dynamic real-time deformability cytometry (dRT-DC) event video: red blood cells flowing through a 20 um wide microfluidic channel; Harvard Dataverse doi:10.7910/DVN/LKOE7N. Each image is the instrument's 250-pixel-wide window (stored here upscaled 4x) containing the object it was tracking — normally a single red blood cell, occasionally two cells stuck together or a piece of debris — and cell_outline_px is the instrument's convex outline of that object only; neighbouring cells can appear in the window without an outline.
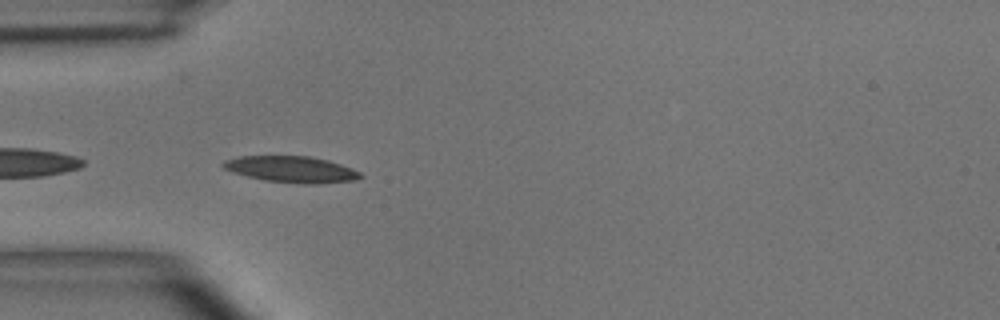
{"species": "common noctule bat (a hibernating species)", "species_latin": "Nyctalus noctula", "temperature_condition": "room temperature", "stored_images_in_passage": 5, "camera_frame_rate_fps": 3000, "um_per_image_px": 0.085, "animal": {"sex": "male", "body_mass_g": 15.6}, "frame": {"image": 1, "passage_image": 4, "time_ms": 3.667, "image_size_px": [1000, 320], "cell_outline_px": [[364, 176], [352, 180], [320, 184], [300, 184], [264, 180], [232, 172], [224, 168], [220, 164], [224, 160], [240, 156], [308, 156], [328, 160], [352, 168], [360, 172]], "centroid_in_image_um": [24.76, 14.39], "position_along_channel_um": 60.2, "area_um2": 21.04}}
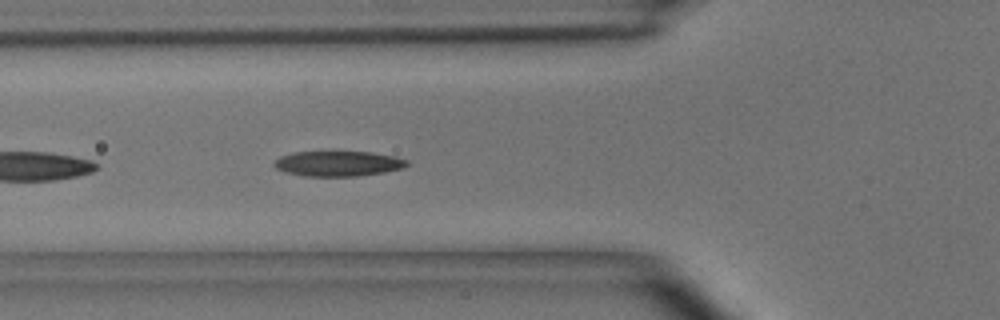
{"frame": {"image": 2, "passage_image": 5, "time_ms": 4.667, "image_size_px": [1000, 320], "cell_outline_px": [[408, 164], [404, 168], [384, 172], [356, 176], [304, 176], [284, 172], [276, 168], [272, 164], [280, 156], [296, 152], [336, 148], [372, 152], [396, 156], [408, 160]], "centroid_in_image_um": [28.74, 13.85], "position_along_channel_um": 97.1, "area_um2": 20.63}}